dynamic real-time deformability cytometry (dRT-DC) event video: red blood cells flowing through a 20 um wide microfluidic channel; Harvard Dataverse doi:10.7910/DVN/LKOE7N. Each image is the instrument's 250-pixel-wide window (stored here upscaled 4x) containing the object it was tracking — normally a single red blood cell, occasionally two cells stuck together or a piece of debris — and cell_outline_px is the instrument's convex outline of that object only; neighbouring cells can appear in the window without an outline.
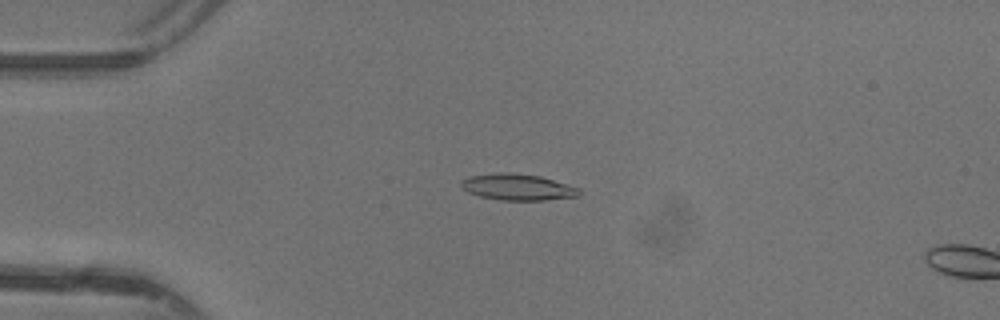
{"species": "common noctule bat (a hibernating species)", "species_latin": "Nyctalus noctula", "temperature_condition": "warm", "stored_images_in_passage": 16, "camera_frame_rate_fps": 3000, "um_per_image_px": 0.085, "animal": {"sex": "female"}, "frame": {"image": 1, "passage_image": 12, "time_ms": 3.667, "image_size_px": [1000, 320], "cell_outline_px": [[580, 196], [544, 200], [500, 200], [480, 196], [468, 192], [460, 184], [460, 180], [468, 176], [500, 172], [508, 172], [540, 176], [580, 188]], "centroid_in_image_um": [43.99, 15.9], "position_along_channel_um": 41.0, "area_um2": 18.09}}